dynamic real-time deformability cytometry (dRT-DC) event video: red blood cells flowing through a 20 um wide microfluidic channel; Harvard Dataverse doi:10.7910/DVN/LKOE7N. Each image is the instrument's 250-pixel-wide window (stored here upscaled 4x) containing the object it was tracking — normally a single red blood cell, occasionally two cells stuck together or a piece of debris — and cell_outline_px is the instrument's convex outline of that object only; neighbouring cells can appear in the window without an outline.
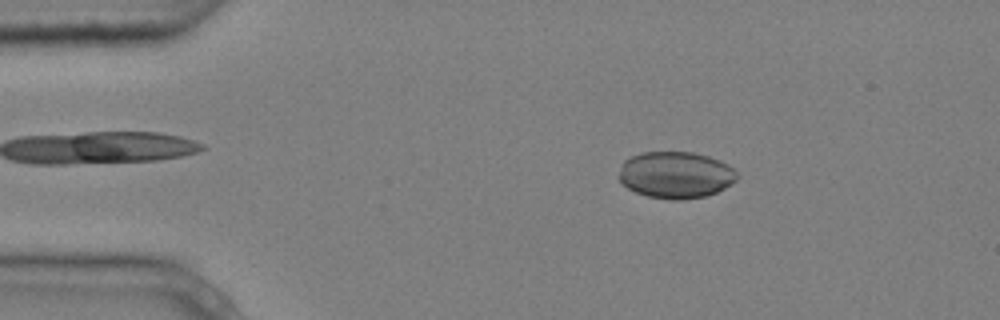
{"species": "common noctule bat (a hibernating species)", "species_latin": "Nyctalus noctula", "temperature_condition": "cold", "stored_images_in_passage": 4, "camera_frame_rate_fps": 3000, "um_per_image_px": 0.085, "animal": {"sex": "male", "body_mass_g": 20.4}, "frame": {"image": 1, "passage_image": 1, "time_ms": 0.0, "image_size_px": [1000, 320], "cell_outline_px": [[740, 176], [732, 184], [716, 192], [704, 196], [684, 200], [672, 200], [648, 196], [636, 192], [620, 184], [620, 164], [628, 156], [640, 152], [692, 152], [708, 156], [720, 160], [728, 164]], "centroid_in_image_um": [57.42, 14.86], "position_along_channel_um": 27.6, "area_um2": 32.48}}
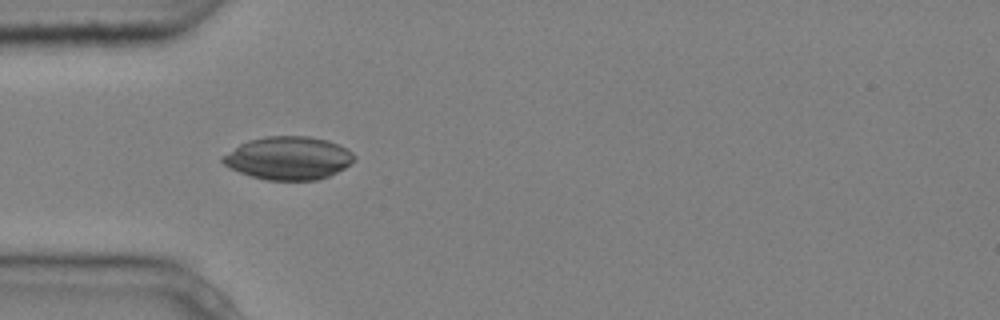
{"frame": {"image": 2, "passage_image": 3, "time_ms": 0.667, "image_size_px": [1000, 320], "cell_outline_px": [[356, 160], [344, 168], [328, 176], [316, 180], [268, 180], [252, 176], [228, 168], [220, 160], [224, 156], [240, 144], [248, 140], [268, 136], [308, 136], [328, 140], [352, 152], [356, 156]], "centroid_in_image_um": [24.53, 13.44], "position_along_channel_um": 60.5, "area_um2": 32.77}}
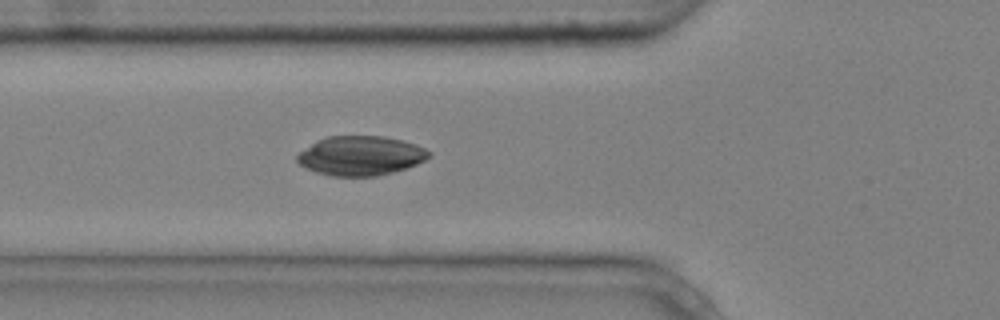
{"frame": {"image": 3, "passage_image": 4, "time_ms": 1.0, "image_size_px": [1000, 320], "cell_outline_px": [[432, 156], [416, 164], [392, 172], [376, 176], [328, 176], [304, 168], [296, 160], [296, 156], [300, 152], [312, 144], [328, 136], [384, 136], [416, 144], [432, 152]], "centroid_in_image_um": [30.66, 13.24], "position_along_channel_um": 95.1, "area_um2": 30.11}}